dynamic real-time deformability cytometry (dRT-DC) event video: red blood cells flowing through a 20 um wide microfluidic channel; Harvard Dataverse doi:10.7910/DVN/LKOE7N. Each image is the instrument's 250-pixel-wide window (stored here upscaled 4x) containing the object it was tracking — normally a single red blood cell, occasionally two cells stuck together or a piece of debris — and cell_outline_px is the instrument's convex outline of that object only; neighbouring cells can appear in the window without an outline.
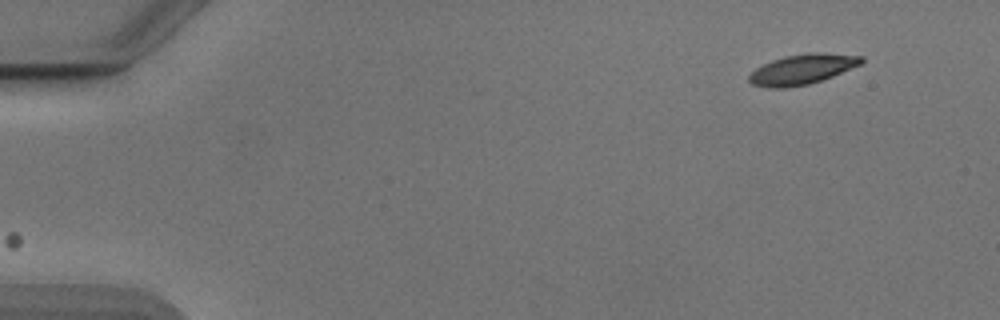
{"species": "Egyptian fruit bat (a non-hibernating species)", "species_latin": "Rousettus aegyptiacus", "temperature_condition": "cold", "stored_images_in_passage": 17, "camera_frame_rate_fps": 3000, "um_per_image_px": 0.085, "animal": {"sex": "male"}, "frame": {"image": 1, "passage_image": 1, "time_ms": 0.0, "image_size_px": [1000, 320], "cell_outline_px": [[864, 60], [860, 64], [832, 76], [808, 84], [784, 88], [768, 88], [752, 84], [748, 80], [748, 76], [756, 68], [772, 60], [784, 56], [808, 52], [816, 52], [864, 56]], "centroid_in_image_um": [68.16, 5.88], "position_along_channel_um": 16.8, "area_um2": 19.54}}
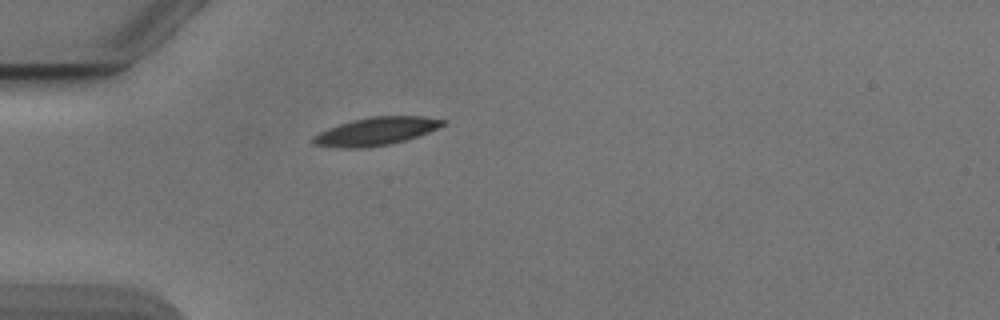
{"frame": {"image": 2, "passage_image": 12, "time_ms": 3.667, "image_size_px": [1000, 320], "cell_outline_px": [[444, 124], [428, 132], [392, 144], [360, 148], [340, 148], [312, 144], [312, 136], [328, 128], [352, 120], [372, 116], [424, 116], [444, 120]], "centroid_in_image_um": [31.91, 11.16], "position_along_channel_um": 53.1, "area_um2": 20.92}}
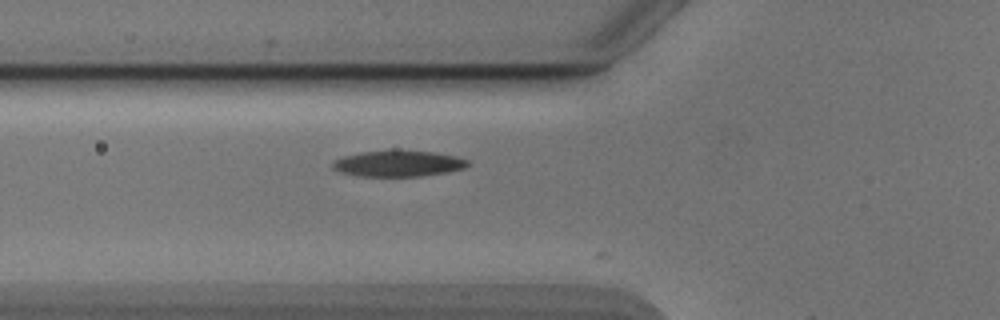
{"frame": {"image": 3, "passage_image": 16, "time_ms": 5.0, "image_size_px": [1000, 320], "cell_outline_px": [[468, 164], [464, 168], [444, 172], [420, 176], [360, 176], [340, 172], [332, 168], [332, 160], [344, 156], [360, 152], [392, 148], [396, 148], [432, 152], [456, 156], [468, 160]], "centroid_in_image_um": [33.79, 13.86], "position_along_channel_um": 92.0, "area_um2": 20.92}}